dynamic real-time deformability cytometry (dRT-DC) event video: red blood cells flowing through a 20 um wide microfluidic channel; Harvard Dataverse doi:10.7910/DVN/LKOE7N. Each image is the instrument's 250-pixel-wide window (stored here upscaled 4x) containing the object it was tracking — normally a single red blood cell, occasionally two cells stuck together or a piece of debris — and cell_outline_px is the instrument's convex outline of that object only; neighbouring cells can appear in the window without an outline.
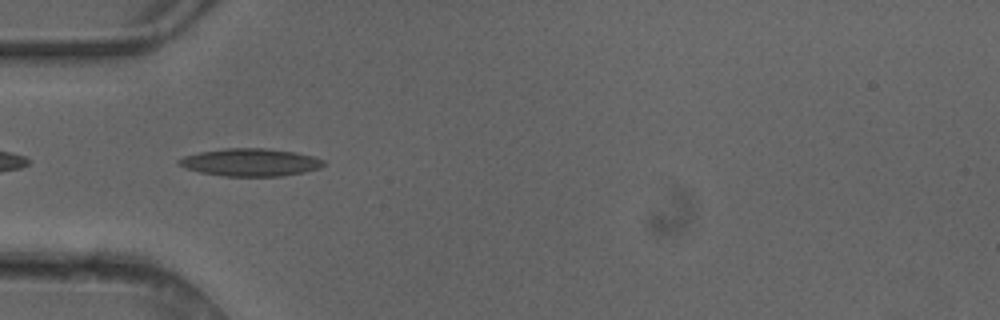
{"species": "common noctule bat (a hibernating species)", "species_latin": "Nyctalus noctula", "temperature_condition": "cold", "stored_images_in_passage": 4, "camera_frame_rate_fps": 3000, "um_per_image_px": 0.085, "animal": {"sex": "female"}, "frame": {"image": 1, "passage_image": 2, "time_ms": 0.333, "image_size_px": [1000, 320], "cell_outline_px": [[324, 164], [320, 168], [304, 172], [280, 176], [224, 176], [200, 172], [184, 168], [176, 164], [176, 160], [184, 156], [200, 152], [224, 148], [264, 148], [296, 152], [312, 156], [324, 160]], "centroid_in_image_um": [21.24, 13.79], "position_along_channel_um": 63.8, "area_um2": 23.35}}
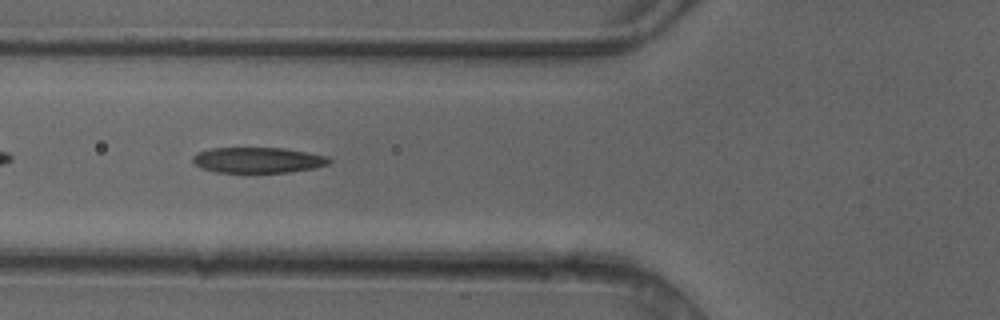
{"frame": {"image": 2, "passage_image": 3, "time_ms": 0.667, "image_size_px": [1000, 320], "cell_outline_px": [[332, 164], [316, 168], [288, 172], [216, 172], [200, 168], [192, 160], [192, 156], [196, 152], [212, 148], [284, 148], [328, 156], [332, 160]], "centroid_in_image_um": [21.95, 13.61], "position_along_channel_um": 103.8, "area_um2": 20.52}}
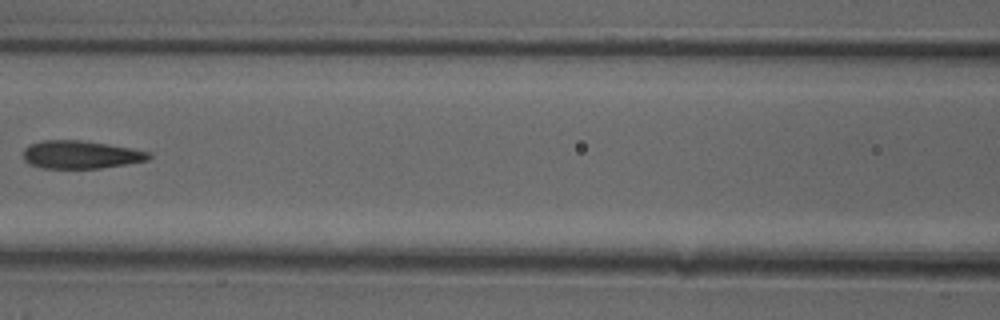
{"frame": {"image": 3, "passage_image": 4, "time_ms": 1.0, "image_size_px": [1000, 320], "cell_outline_px": [[152, 156], [148, 160], [100, 168], [40, 168], [28, 164], [24, 160], [24, 148], [40, 140], [80, 140], [108, 144], [132, 148], [152, 152]], "centroid_in_image_um": [6.86, 13.14], "position_along_channel_um": 159.7, "area_um2": 20.52}}